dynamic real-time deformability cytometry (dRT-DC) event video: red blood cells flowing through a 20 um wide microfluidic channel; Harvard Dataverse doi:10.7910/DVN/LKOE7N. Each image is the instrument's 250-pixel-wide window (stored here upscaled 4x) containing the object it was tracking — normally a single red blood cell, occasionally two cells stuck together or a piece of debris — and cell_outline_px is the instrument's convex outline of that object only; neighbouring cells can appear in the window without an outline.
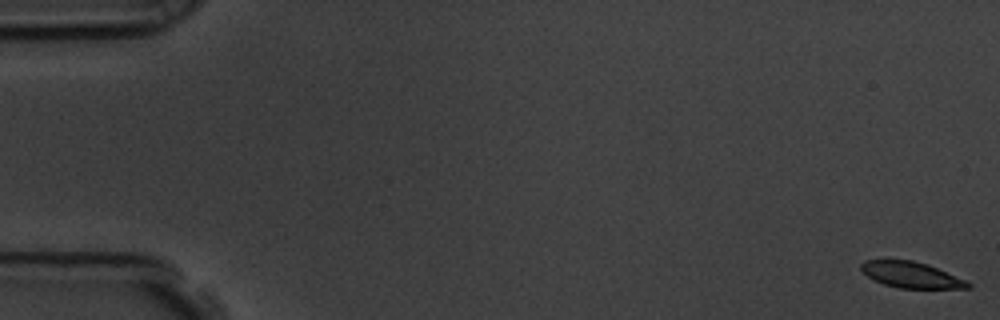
{"species": "common noctule bat (a hibernating species)", "species_latin": "Nyctalus noctula", "temperature_condition": "room temperature", "stored_images_in_passage": 58, "camera_frame_rate_fps": 3000, "um_per_image_px": 0.085, "animal": {"sex": "male", "body_mass_g": 19.5, "forearm_length_mm": 54.6}, "frame": {"image": 1, "passage_image": 1, "time_ms": 0.0, "image_size_px": [1000, 320], "cell_outline_px": [[972, 288], [900, 288], [884, 284], [868, 276], [860, 268], [860, 264], [864, 260], [912, 260], [936, 268], [964, 280], [972, 284]], "centroid_in_image_um": [77.42, 23.36], "position_along_channel_um": 7.6, "area_um2": 15.72}}
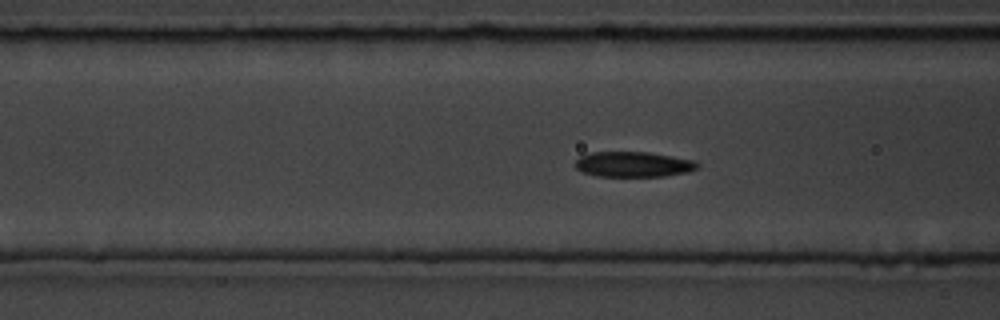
{"frame": {"image": 2, "passage_image": 23, "time_ms": 7.333, "image_size_px": [1000, 320], "cell_outline_px": [[700, 168], [688, 172], [664, 176], [596, 176], [580, 172], [576, 168], [576, 160], [580, 156], [592, 152], [648, 152], [696, 160], [700, 164]], "centroid_in_image_um": [53.87, 13.97], "position_along_channel_um": 112.7, "area_um2": 18.21}}
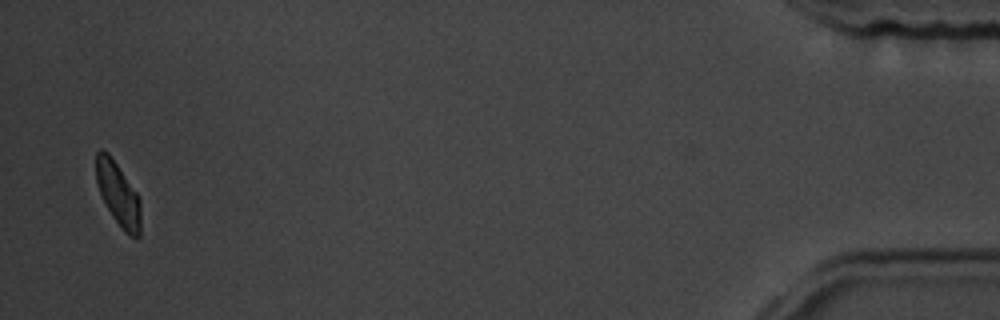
{"frame": {"image": 3, "passage_image": 57, "time_ms": 18.667, "image_size_px": [1000, 320], "cell_outline_px": [[140, 236], [128, 236], [120, 228], [112, 216], [100, 192], [96, 180], [96, 152], [100, 148], [104, 148], [108, 152], [136, 192], [140, 200]], "centroid_in_image_um": [10.04, 16.49], "position_along_channel_um": 425.2, "area_um2": 16.36}, "authors_computed_cell_mechanics": {"area_um2": 17.8891, "velocity_mm_per_s": 3.5295, "shape_relaxation_time_tau1_ms": 2.4801, "shape_relaxation_time_tau2_ms": 3.4661, "deformation_change_tau1": 0.1051, "deformation_change_tau2": 0.0838}}